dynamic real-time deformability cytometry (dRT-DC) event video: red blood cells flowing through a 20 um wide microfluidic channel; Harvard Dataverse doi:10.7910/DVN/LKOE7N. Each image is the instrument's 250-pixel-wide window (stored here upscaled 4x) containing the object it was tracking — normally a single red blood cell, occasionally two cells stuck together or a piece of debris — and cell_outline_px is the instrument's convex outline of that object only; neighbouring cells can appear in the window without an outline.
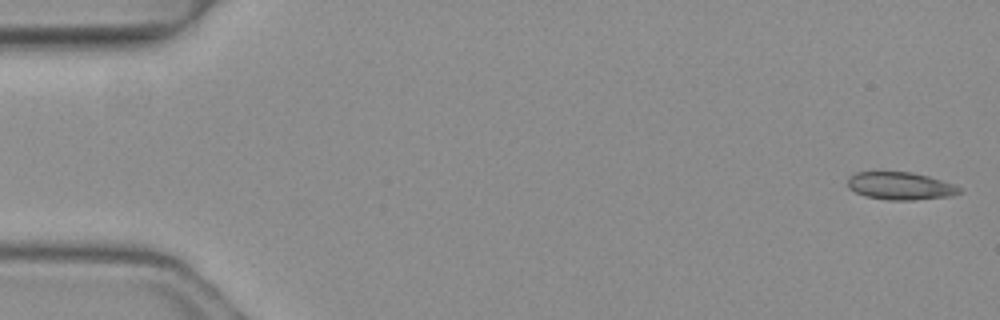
{"species": "common noctule bat (a hibernating species)", "species_latin": "Nyctalus noctula", "temperature_condition": "warm", "stored_images_in_passage": 5, "camera_frame_rate_fps": 3000, "um_per_image_px": 0.085, "animal": {"sex": "female", "body_mass_g": 19.3, "forearm_length_mm": 54.1}, "frame": {"image": 1, "passage_image": 1, "time_ms": 0.0, "image_size_px": [1000, 320], "cell_outline_px": [[964, 192], [952, 196], [912, 200], [888, 200], [864, 196], [848, 188], [848, 176], [856, 172], [876, 168], [880, 168], [912, 172], [928, 176], [952, 184], [960, 188]], "centroid_in_image_um": [76.45, 15.75], "position_along_channel_um": 8.6, "area_um2": 18.9}}
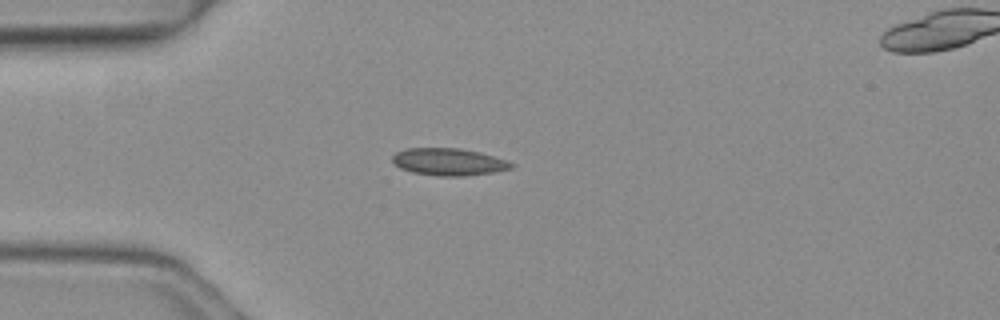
{"frame": {"image": 2, "passage_image": 4, "time_ms": 1.0, "image_size_px": [1000, 320], "cell_outline_px": [[516, 164], [512, 168], [492, 172], [464, 176], [440, 176], [412, 172], [400, 168], [392, 160], [392, 156], [396, 152], [408, 148], [460, 148], [480, 152], [508, 160]], "centroid_in_image_um": [38.17, 13.75], "position_along_channel_um": 46.8, "area_um2": 18.84}}